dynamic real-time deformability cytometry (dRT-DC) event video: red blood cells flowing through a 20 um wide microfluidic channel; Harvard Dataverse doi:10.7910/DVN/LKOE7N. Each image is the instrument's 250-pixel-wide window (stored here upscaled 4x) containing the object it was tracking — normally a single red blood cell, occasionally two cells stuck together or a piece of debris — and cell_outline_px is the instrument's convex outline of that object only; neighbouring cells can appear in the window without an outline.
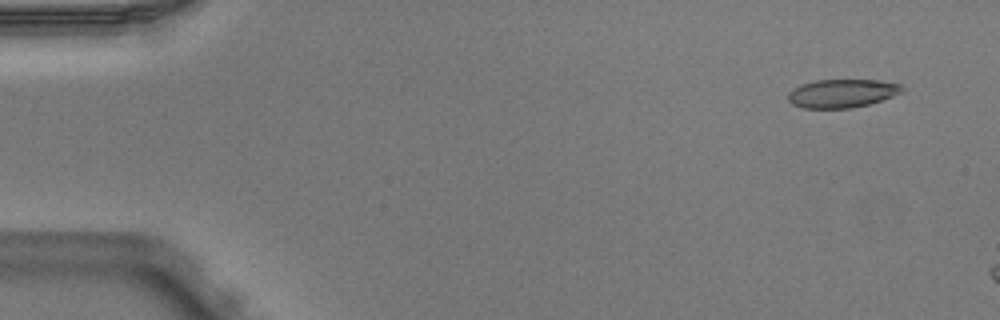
{"species": "Egyptian fruit bat (a non-hibernating species)", "species_latin": "Rousettus aegyptiacus", "temperature_condition": "warm", "stored_images_in_passage": 3, "camera_frame_rate_fps": 3000, "um_per_image_px": 0.085, "animal": {"sex": "male"}, "frame": {"image": 1, "passage_image": 1, "time_ms": 0.0, "image_size_px": [1000, 320], "cell_outline_px": [[904, 88], [900, 92], [892, 96], [868, 104], [852, 108], [804, 108], [792, 104], [788, 100], [788, 92], [792, 88], [800, 84], [816, 80], [880, 80], [900, 84]], "centroid_in_image_um": [71.52, 7.93], "position_along_channel_um": 13.5, "area_um2": 18.84}}